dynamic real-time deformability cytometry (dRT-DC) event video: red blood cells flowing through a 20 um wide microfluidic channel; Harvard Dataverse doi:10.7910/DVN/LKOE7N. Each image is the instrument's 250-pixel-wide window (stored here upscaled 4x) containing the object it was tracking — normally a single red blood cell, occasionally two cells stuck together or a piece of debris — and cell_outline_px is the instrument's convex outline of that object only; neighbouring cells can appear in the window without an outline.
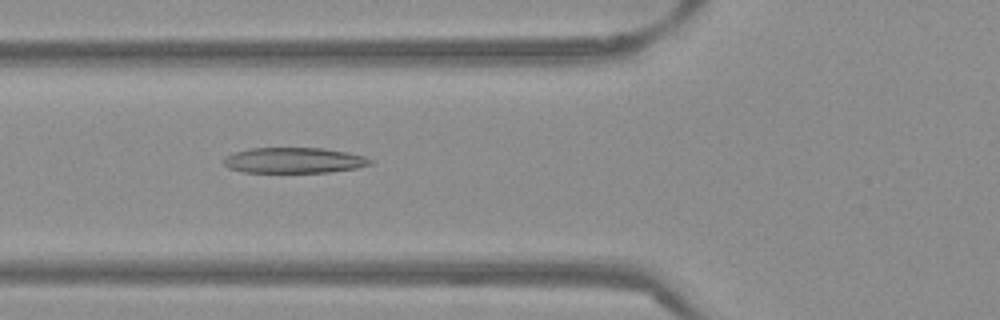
{"species": "Egyptian fruit bat (a non-hibernating species)", "species_latin": "Rousettus aegyptiacus", "temperature_condition": "warm", "stored_images_in_passage": 53, "camera_frame_rate_fps": 3000, "um_per_image_px": 0.085, "frame": {"image": 1, "passage_image": 20, "time_ms": 6.333, "image_size_px": [1000, 320], "cell_outline_px": [[372, 164], [356, 168], [328, 172], [240, 172], [228, 168], [224, 164], [224, 156], [248, 148], [324, 148], [348, 152], [364, 156], [372, 160]], "centroid_in_image_um": [24.97, 13.63], "position_along_channel_um": 100.8, "area_um2": 21.91}}
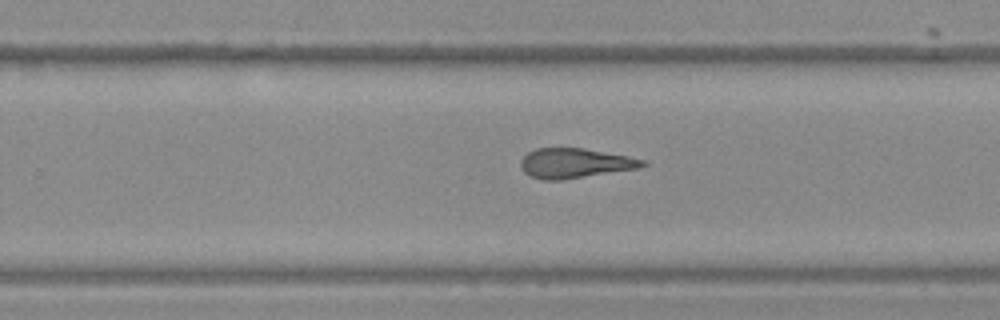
{"frame": {"image": 2, "passage_image": 34, "time_ms": 11.0, "image_size_px": [1000, 320], "cell_outline_px": [[648, 164], [636, 168], [560, 180], [544, 180], [528, 176], [524, 172], [520, 164], [520, 160], [528, 152], [536, 148], [584, 148], [628, 156], [644, 160]], "centroid_in_image_um": [48.81, 13.86], "position_along_channel_um": 281.0, "area_um2": 20.92}}
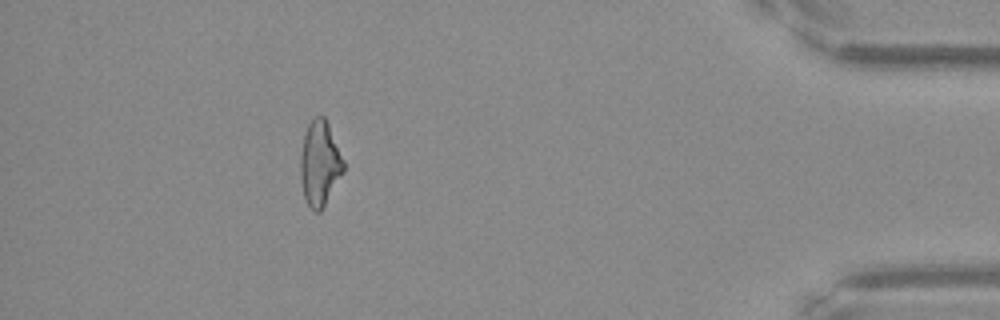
{"frame": {"image": 3, "passage_image": 48, "time_ms": 15.667, "image_size_px": [1000, 320], "cell_outline_px": [[344, 172], [320, 212], [316, 212], [308, 204], [304, 196], [300, 176], [300, 152], [304, 132], [308, 124], [316, 116], [324, 116], [328, 124], [344, 160]], "centroid_in_image_um": [27.17, 13.88], "position_along_channel_um": 408.0, "area_um2": 21.27}, "authors_computed_cell_mechanics": {"area_um2": 21.9062, "velocity_mm_per_s": 3.8477, "shape_relaxation_time_tau1_ms": null, "shape_relaxation_time_tau2_ms": 2.8062, "deformation_change_tau1": null, "deformation_change_tau2": 0.1383}}